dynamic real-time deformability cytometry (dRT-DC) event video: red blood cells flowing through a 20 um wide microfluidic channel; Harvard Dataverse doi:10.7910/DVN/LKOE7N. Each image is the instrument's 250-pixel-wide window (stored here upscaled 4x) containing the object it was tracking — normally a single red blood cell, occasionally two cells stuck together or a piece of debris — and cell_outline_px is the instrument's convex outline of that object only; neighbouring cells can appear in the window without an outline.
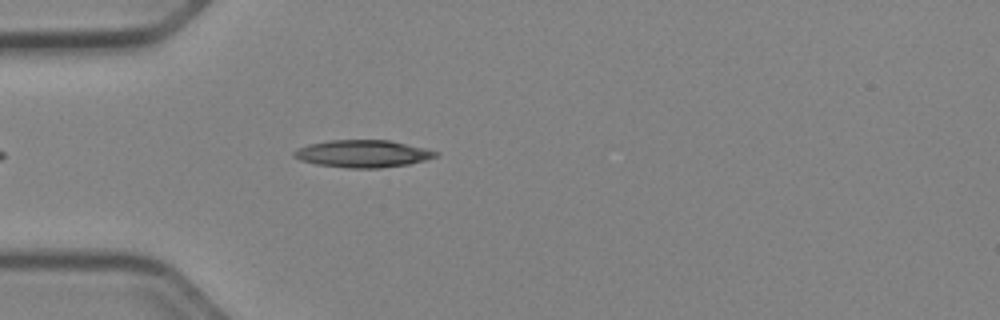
{"species": "Egyptian fruit bat (a non-hibernating species)", "species_latin": "Rousettus aegyptiacus", "temperature_condition": "cold", "stored_images_in_passage": 41, "camera_frame_rate_fps": 3000, "um_per_image_px": 0.085, "animal": {"sex": "female"}, "frame": {"image": 1, "passage_image": 5, "time_ms": 1.333, "image_size_px": [1000, 320], "cell_outline_px": [[440, 152], [436, 156], [424, 160], [408, 164], [380, 168], [348, 168], [316, 164], [300, 160], [292, 156], [292, 152], [296, 148], [308, 144], [328, 140], [388, 140], [428, 148]], "centroid_in_image_um": [30.81, 13.06], "position_along_channel_um": 54.2, "area_um2": 22.72}}
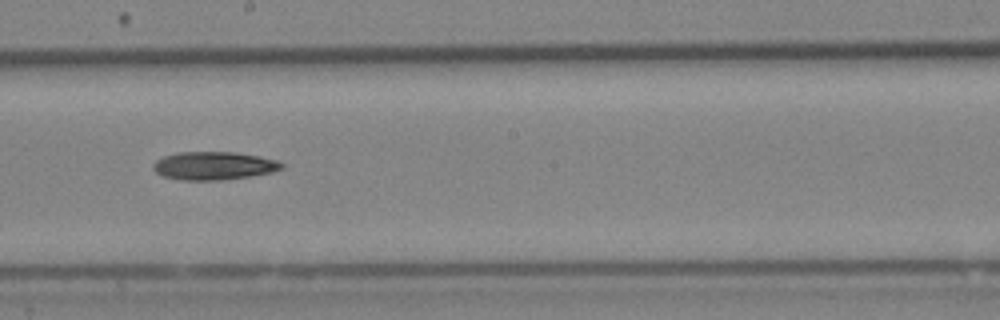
{"frame": {"image": 2, "passage_image": 19, "time_ms": 6.0, "image_size_px": [1000, 320], "cell_outline_px": [[284, 168], [272, 172], [248, 176], [220, 180], [180, 180], [164, 176], [156, 172], [152, 168], [152, 164], [156, 160], [164, 156], [176, 152], [236, 152], [260, 156], [276, 160], [284, 164]], "centroid_in_image_um": [18.16, 14.08], "position_along_channel_um": 230.0, "area_um2": 21.1}}
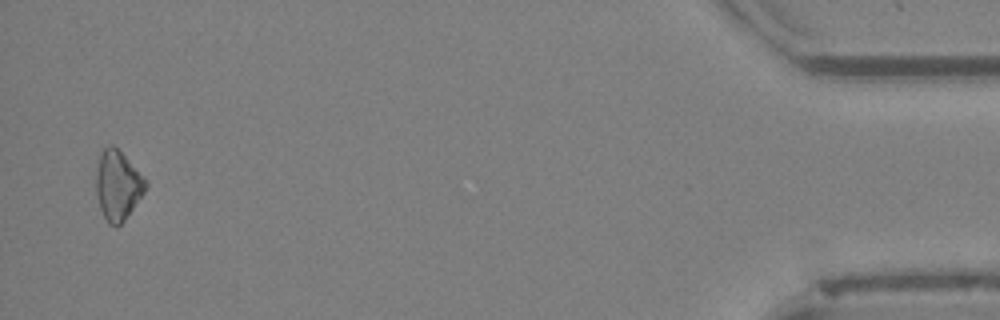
{"frame": {"image": 3, "passage_image": 40, "time_ms": 13.0, "image_size_px": [1000, 320], "cell_outline_px": [[148, 184], [144, 192], [124, 220], [116, 228], [108, 224], [100, 208], [96, 192], [96, 172], [100, 152], [108, 144], [112, 144], [148, 180]], "centroid_in_image_um": [10.0, 15.75], "position_along_channel_um": 425.2, "area_um2": 19.94}}